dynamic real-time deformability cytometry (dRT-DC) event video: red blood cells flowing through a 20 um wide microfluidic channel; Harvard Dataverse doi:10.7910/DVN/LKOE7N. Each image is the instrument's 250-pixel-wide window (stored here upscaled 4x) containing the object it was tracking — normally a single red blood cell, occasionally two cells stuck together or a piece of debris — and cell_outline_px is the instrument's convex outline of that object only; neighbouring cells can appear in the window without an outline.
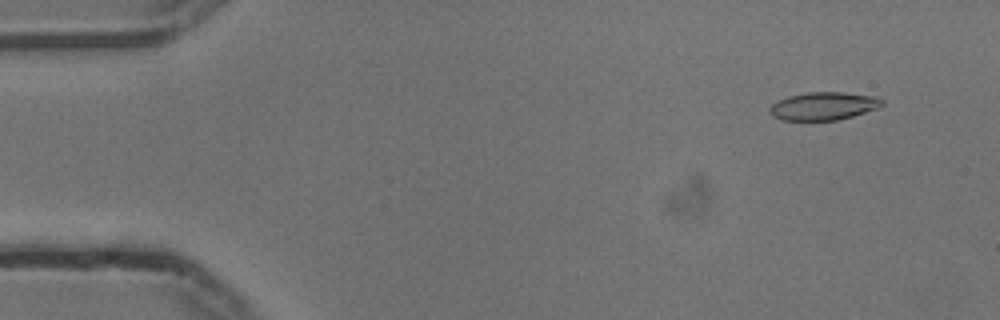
{"species": "common noctule bat (a hibernating species)", "species_latin": "Nyctalus noctula", "temperature_condition": "cold", "stored_images_in_passage": 53, "camera_frame_rate_fps": 3000, "um_per_image_px": 0.085, "animal": {"sex": "male", "body_mass_g": 13.3}, "frame": {"image": 1, "passage_image": 3, "time_ms": 0.667, "image_size_px": [1000, 320], "cell_outline_px": [[884, 104], [880, 108], [852, 116], [836, 120], [780, 120], [772, 116], [768, 108], [776, 100], [788, 96], [808, 92], [844, 92], [876, 96], [884, 100]], "centroid_in_image_um": [70.01, 9.01], "position_along_channel_um": 15.0, "area_um2": 18.55}}
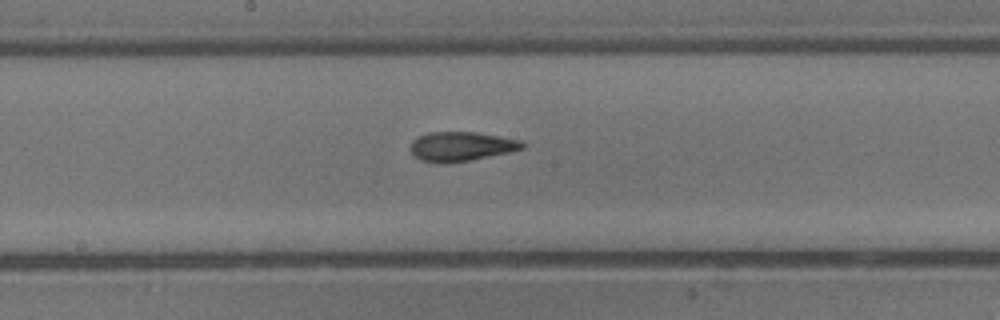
{"frame": {"image": 2, "passage_image": 27, "time_ms": 8.667, "image_size_px": [1000, 320], "cell_outline_px": [[524, 148], [508, 152], [448, 164], [420, 160], [412, 156], [412, 140], [416, 136], [428, 132], [476, 132], [524, 140]], "centroid_in_image_um": [39.19, 12.43], "position_along_channel_um": 209.0, "area_um2": 19.19}}
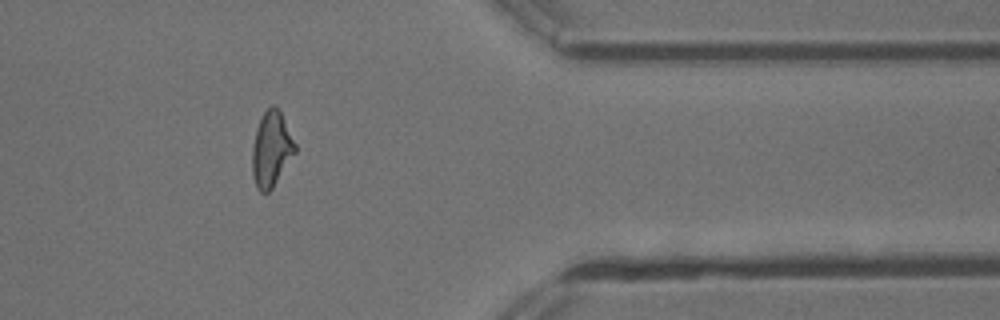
{"frame": {"image": 3, "passage_image": 43, "time_ms": 14.0, "image_size_px": [1000, 320], "cell_outline_px": [[296, 152], [272, 188], [268, 192], [260, 192], [256, 184], [252, 172], [252, 148], [256, 128], [264, 112], [272, 104], [276, 104], [280, 108], [296, 144]], "centroid_in_image_um": [23.08, 12.62], "position_along_channel_um": 388.3, "area_um2": 18.84}, "authors_computed_cell_mechanics": {"area_um2": 18.6116, "velocity_mm_per_s": 3.7491, "shape_relaxation_time_tau1_ms": 5.388, "shape_relaxation_time_tau2_ms": 2.1464, "deformation_change_tau1": 0.1996, "deformation_change_tau2": 0.0824}}